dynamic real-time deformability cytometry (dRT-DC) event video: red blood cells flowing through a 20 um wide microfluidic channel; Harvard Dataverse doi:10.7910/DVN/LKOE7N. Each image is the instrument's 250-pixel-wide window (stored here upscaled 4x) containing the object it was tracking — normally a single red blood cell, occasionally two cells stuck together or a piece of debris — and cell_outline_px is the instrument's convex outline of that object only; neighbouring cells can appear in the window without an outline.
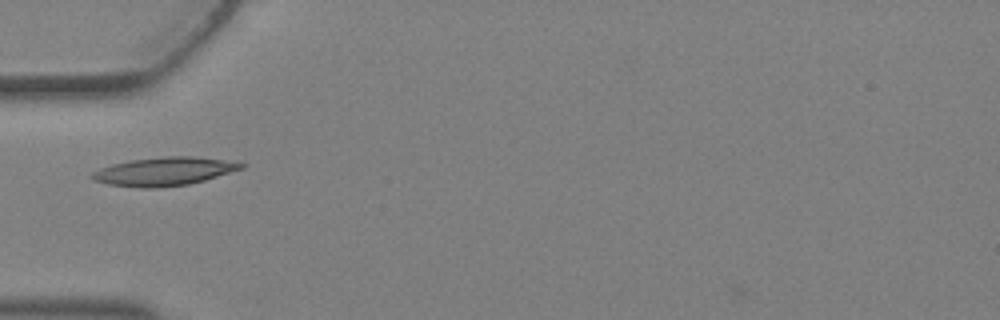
{"species": "Egyptian fruit bat (a non-hibernating species)", "species_latin": "Rousettus aegyptiacus", "temperature_condition": "warm", "stored_images_in_passage": 5, "camera_frame_rate_fps": 3000, "um_per_image_px": 0.085, "animal": {"sex": "female"}, "frame": {"image": 1, "passage_image": 4, "time_ms": 1.0, "image_size_px": [1000, 320], "cell_outline_px": [[248, 164], [244, 168], [204, 180], [188, 184], [160, 188], [140, 188], [108, 184], [92, 180], [88, 176], [92, 172], [100, 168], [112, 164], [128, 160], [164, 156], [192, 156]], "centroid_in_image_um": [13.88, 14.57], "position_along_channel_um": 71.1, "area_um2": 24.74}}
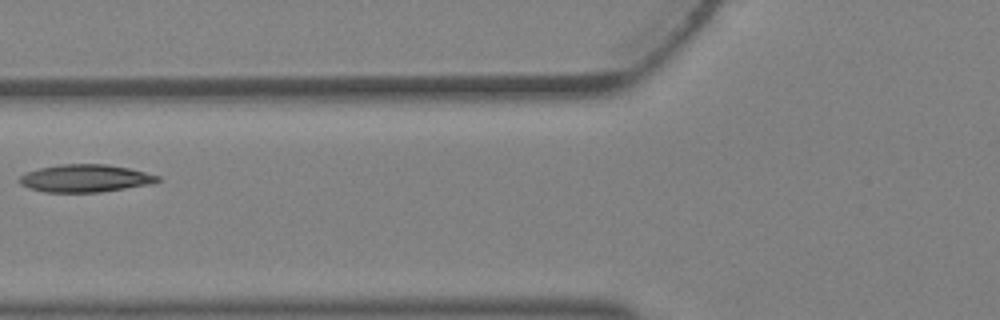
{"frame": {"image": 2, "passage_image": 5, "time_ms": 1.333, "image_size_px": [1000, 320], "cell_outline_px": [[160, 180], [152, 184], [100, 192], [44, 192], [28, 188], [20, 184], [16, 180], [20, 176], [28, 172], [40, 168], [60, 164], [108, 164], [128, 168], [160, 176]], "centroid_in_image_um": [7.23, 15.16], "position_along_channel_um": 118.6, "area_um2": 22.25}}